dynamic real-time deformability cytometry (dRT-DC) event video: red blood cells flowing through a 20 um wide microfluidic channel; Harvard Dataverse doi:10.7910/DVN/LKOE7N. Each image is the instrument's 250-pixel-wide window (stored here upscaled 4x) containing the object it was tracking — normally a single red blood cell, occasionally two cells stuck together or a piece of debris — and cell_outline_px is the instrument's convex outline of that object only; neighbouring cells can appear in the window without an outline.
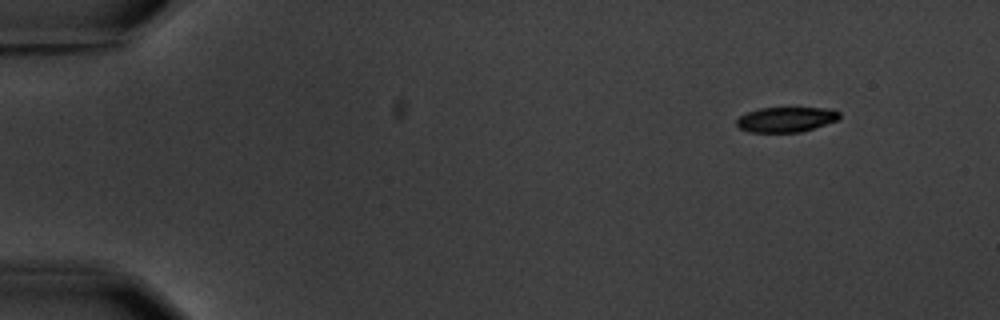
{"species": "common noctule bat (a hibernating species)", "species_latin": "Nyctalus noctula", "temperature_condition": "warm", "stored_images_in_passage": 6, "segment_of_instrument_passage": [2, 2], "camera_frame_rate_fps": 3000, "um_per_image_px": 0.085, "animal": {"sex": "male", "body_mass_g": 20.1, "forearm_length_mm": 53.5}, "frame": {"image": 1, "passage_image": 6, "time_ms": 6.0, "image_size_px": [1000, 320], "cell_outline_px": [[840, 116], [836, 120], [800, 132], [748, 132], [740, 128], [736, 124], [736, 120], [740, 116], [748, 112], [760, 108], [828, 108], [840, 112]], "centroid_in_image_um": [66.78, 10.15], "position_along_channel_um": 18.2, "area_um2": 14.8}}